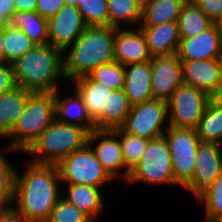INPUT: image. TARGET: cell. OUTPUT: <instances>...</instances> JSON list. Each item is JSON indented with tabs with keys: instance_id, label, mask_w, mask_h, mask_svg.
I'll use <instances>...</instances> for the list:
<instances>
[{
	"instance_id": "22",
	"label": "cell",
	"mask_w": 222,
	"mask_h": 222,
	"mask_svg": "<svg viewBox=\"0 0 222 222\" xmlns=\"http://www.w3.org/2000/svg\"><path fill=\"white\" fill-rule=\"evenodd\" d=\"M132 105L123 89H115L108 95L106 107L94 120L96 129L120 128L126 120Z\"/></svg>"
},
{
	"instance_id": "2",
	"label": "cell",
	"mask_w": 222,
	"mask_h": 222,
	"mask_svg": "<svg viewBox=\"0 0 222 222\" xmlns=\"http://www.w3.org/2000/svg\"><path fill=\"white\" fill-rule=\"evenodd\" d=\"M64 55L49 43L35 45L12 63L16 85L33 93H54L59 89L57 82L66 80Z\"/></svg>"
},
{
	"instance_id": "32",
	"label": "cell",
	"mask_w": 222,
	"mask_h": 222,
	"mask_svg": "<svg viewBox=\"0 0 222 222\" xmlns=\"http://www.w3.org/2000/svg\"><path fill=\"white\" fill-rule=\"evenodd\" d=\"M3 150V152H1ZM0 150V209L12 206L16 168L6 159L4 152L16 150L2 147Z\"/></svg>"
},
{
	"instance_id": "48",
	"label": "cell",
	"mask_w": 222,
	"mask_h": 222,
	"mask_svg": "<svg viewBox=\"0 0 222 222\" xmlns=\"http://www.w3.org/2000/svg\"><path fill=\"white\" fill-rule=\"evenodd\" d=\"M220 65H221V78H222V56L220 57Z\"/></svg>"
},
{
	"instance_id": "20",
	"label": "cell",
	"mask_w": 222,
	"mask_h": 222,
	"mask_svg": "<svg viewBox=\"0 0 222 222\" xmlns=\"http://www.w3.org/2000/svg\"><path fill=\"white\" fill-rule=\"evenodd\" d=\"M140 28L145 34L148 50L152 57L176 54L181 38L177 22Z\"/></svg>"
},
{
	"instance_id": "16",
	"label": "cell",
	"mask_w": 222,
	"mask_h": 222,
	"mask_svg": "<svg viewBox=\"0 0 222 222\" xmlns=\"http://www.w3.org/2000/svg\"><path fill=\"white\" fill-rule=\"evenodd\" d=\"M176 55L180 60L220 58L222 56V36L217 23L197 36L180 38Z\"/></svg>"
},
{
	"instance_id": "31",
	"label": "cell",
	"mask_w": 222,
	"mask_h": 222,
	"mask_svg": "<svg viewBox=\"0 0 222 222\" xmlns=\"http://www.w3.org/2000/svg\"><path fill=\"white\" fill-rule=\"evenodd\" d=\"M34 46L35 43L19 28L8 26L4 30L5 63L12 64Z\"/></svg>"
},
{
	"instance_id": "25",
	"label": "cell",
	"mask_w": 222,
	"mask_h": 222,
	"mask_svg": "<svg viewBox=\"0 0 222 222\" xmlns=\"http://www.w3.org/2000/svg\"><path fill=\"white\" fill-rule=\"evenodd\" d=\"M186 2L187 0H147L142 4V19L139 27L177 22Z\"/></svg>"
},
{
	"instance_id": "27",
	"label": "cell",
	"mask_w": 222,
	"mask_h": 222,
	"mask_svg": "<svg viewBox=\"0 0 222 222\" xmlns=\"http://www.w3.org/2000/svg\"><path fill=\"white\" fill-rule=\"evenodd\" d=\"M181 38H189L199 35L210 28L214 23L195 4L193 0H187L182 7L177 20Z\"/></svg>"
},
{
	"instance_id": "38",
	"label": "cell",
	"mask_w": 222,
	"mask_h": 222,
	"mask_svg": "<svg viewBox=\"0 0 222 222\" xmlns=\"http://www.w3.org/2000/svg\"><path fill=\"white\" fill-rule=\"evenodd\" d=\"M17 87L12 64L0 63V94L9 92Z\"/></svg>"
},
{
	"instance_id": "30",
	"label": "cell",
	"mask_w": 222,
	"mask_h": 222,
	"mask_svg": "<svg viewBox=\"0 0 222 222\" xmlns=\"http://www.w3.org/2000/svg\"><path fill=\"white\" fill-rule=\"evenodd\" d=\"M113 130L119 136L123 159L125 161V181H127L130 171L144 154L149 139L132 135L123 131L121 128H115Z\"/></svg>"
},
{
	"instance_id": "14",
	"label": "cell",
	"mask_w": 222,
	"mask_h": 222,
	"mask_svg": "<svg viewBox=\"0 0 222 222\" xmlns=\"http://www.w3.org/2000/svg\"><path fill=\"white\" fill-rule=\"evenodd\" d=\"M183 83L181 61L176 54L151 59V91L153 99L168 101Z\"/></svg>"
},
{
	"instance_id": "5",
	"label": "cell",
	"mask_w": 222,
	"mask_h": 222,
	"mask_svg": "<svg viewBox=\"0 0 222 222\" xmlns=\"http://www.w3.org/2000/svg\"><path fill=\"white\" fill-rule=\"evenodd\" d=\"M54 119V93H32L11 132L6 136L12 138L7 148L16 150V153H24Z\"/></svg>"
},
{
	"instance_id": "43",
	"label": "cell",
	"mask_w": 222,
	"mask_h": 222,
	"mask_svg": "<svg viewBox=\"0 0 222 222\" xmlns=\"http://www.w3.org/2000/svg\"><path fill=\"white\" fill-rule=\"evenodd\" d=\"M3 41H4V29L0 28V63H5Z\"/></svg>"
},
{
	"instance_id": "23",
	"label": "cell",
	"mask_w": 222,
	"mask_h": 222,
	"mask_svg": "<svg viewBox=\"0 0 222 222\" xmlns=\"http://www.w3.org/2000/svg\"><path fill=\"white\" fill-rule=\"evenodd\" d=\"M75 90L82 98L88 114L95 120L106 107L108 95L113 91L107 85L92 80L88 75L73 80Z\"/></svg>"
},
{
	"instance_id": "10",
	"label": "cell",
	"mask_w": 222,
	"mask_h": 222,
	"mask_svg": "<svg viewBox=\"0 0 222 222\" xmlns=\"http://www.w3.org/2000/svg\"><path fill=\"white\" fill-rule=\"evenodd\" d=\"M167 118V102L152 99L132 105L125 123L120 128L138 137L155 139L163 136L167 130L168 124L164 126Z\"/></svg>"
},
{
	"instance_id": "40",
	"label": "cell",
	"mask_w": 222,
	"mask_h": 222,
	"mask_svg": "<svg viewBox=\"0 0 222 222\" xmlns=\"http://www.w3.org/2000/svg\"><path fill=\"white\" fill-rule=\"evenodd\" d=\"M13 0H0V28L6 29L9 26V20L15 11Z\"/></svg>"
},
{
	"instance_id": "13",
	"label": "cell",
	"mask_w": 222,
	"mask_h": 222,
	"mask_svg": "<svg viewBox=\"0 0 222 222\" xmlns=\"http://www.w3.org/2000/svg\"><path fill=\"white\" fill-rule=\"evenodd\" d=\"M86 28L87 25L77 7L64 5L48 19L49 44L64 52Z\"/></svg>"
},
{
	"instance_id": "18",
	"label": "cell",
	"mask_w": 222,
	"mask_h": 222,
	"mask_svg": "<svg viewBox=\"0 0 222 222\" xmlns=\"http://www.w3.org/2000/svg\"><path fill=\"white\" fill-rule=\"evenodd\" d=\"M123 90L131 105L153 99L151 91V61L125 65Z\"/></svg>"
},
{
	"instance_id": "49",
	"label": "cell",
	"mask_w": 222,
	"mask_h": 222,
	"mask_svg": "<svg viewBox=\"0 0 222 222\" xmlns=\"http://www.w3.org/2000/svg\"><path fill=\"white\" fill-rule=\"evenodd\" d=\"M138 1L143 4V3L146 2L147 0H138Z\"/></svg>"
},
{
	"instance_id": "6",
	"label": "cell",
	"mask_w": 222,
	"mask_h": 222,
	"mask_svg": "<svg viewBox=\"0 0 222 222\" xmlns=\"http://www.w3.org/2000/svg\"><path fill=\"white\" fill-rule=\"evenodd\" d=\"M150 185H178L174 180L169 146L164 136L150 139L139 162L130 171L126 182Z\"/></svg>"
},
{
	"instance_id": "3",
	"label": "cell",
	"mask_w": 222,
	"mask_h": 222,
	"mask_svg": "<svg viewBox=\"0 0 222 222\" xmlns=\"http://www.w3.org/2000/svg\"><path fill=\"white\" fill-rule=\"evenodd\" d=\"M114 37L115 27L87 26L75 42L63 52L68 54L67 57H63L66 80L73 81L90 74L100 65L114 61Z\"/></svg>"
},
{
	"instance_id": "33",
	"label": "cell",
	"mask_w": 222,
	"mask_h": 222,
	"mask_svg": "<svg viewBox=\"0 0 222 222\" xmlns=\"http://www.w3.org/2000/svg\"><path fill=\"white\" fill-rule=\"evenodd\" d=\"M76 7L87 26H109L107 0H78Z\"/></svg>"
},
{
	"instance_id": "4",
	"label": "cell",
	"mask_w": 222,
	"mask_h": 222,
	"mask_svg": "<svg viewBox=\"0 0 222 222\" xmlns=\"http://www.w3.org/2000/svg\"><path fill=\"white\" fill-rule=\"evenodd\" d=\"M88 135L89 132L81 126L54 119L24 153L33 155L30 162L57 165L67 155L83 148Z\"/></svg>"
},
{
	"instance_id": "42",
	"label": "cell",
	"mask_w": 222,
	"mask_h": 222,
	"mask_svg": "<svg viewBox=\"0 0 222 222\" xmlns=\"http://www.w3.org/2000/svg\"><path fill=\"white\" fill-rule=\"evenodd\" d=\"M15 9L23 12L36 10L37 0H13Z\"/></svg>"
},
{
	"instance_id": "9",
	"label": "cell",
	"mask_w": 222,
	"mask_h": 222,
	"mask_svg": "<svg viewBox=\"0 0 222 222\" xmlns=\"http://www.w3.org/2000/svg\"><path fill=\"white\" fill-rule=\"evenodd\" d=\"M211 98L194 86L182 83L167 101L168 125L195 130Z\"/></svg>"
},
{
	"instance_id": "28",
	"label": "cell",
	"mask_w": 222,
	"mask_h": 222,
	"mask_svg": "<svg viewBox=\"0 0 222 222\" xmlns=\"http://www.w3.org/2000/svg\"><path fill=\"white\" fill-rule=\"evenodd\" d=\"M195 130L200 141L222 144V104L211 98Z\"/></svg>"
},
{
	"instance_id": "29",
	"label": "cell",
	"mask_w": 222,
	"mask_h": 222,
	"mask_svg": "<svg viewBox=\"0 0 222 222\" xmlns=\"http://www.w3.org/2000/svg\"><path fill=\"white\" fill-rule=\"evenodd\" d=\"M109 26L120 28L122 22L139 23L142 19V3L138 0H107ZM121 25V26H120Z\"/></svg>"
},
{
	"instance_id": "45",
	"label": "cell",
	"mask_w": 222,
	"mask_h": 222,
	"mask_svg": "<svg viewBox=\"0 0 222 222\" xmlns=\"http://www.w3.org/2000/svg\"><path fill=\"white\" fill-rule=\"evenodd\" d=\"M78 0H65V5L76 6Z\"/></svg>"
},
{
	"instance_id": "46",
	"label": "cell",
	"mask_w": 222,
	"mask_h": 222,
	"mask_svg": "<svg viewBox=\"0 0 222 222\" xmlns=\"http://www.w3.org/2000/svg\"><path fill=\"white\" fill-rule=\"evenodd\" d=\"M217 25L219 27V30H220V33H221V36H222V18L217 22Z\"/></svg>"
},
{
	"instance_id": "17",
	"label": "cell",
	"mask_w": 222,
	"mask_h": 222,
	"mask_svg": "<svg viewBox=\"0 0 222 222\" xmlns=\"http://www.w3.org/2000/svg\"><path fill=\"white\" fill-rule=\"evenodd\" d=\"M113 53L114 61L124 66L152 59L145 34L140 27L132 30L115 27Z\"/></svg>"
},
{
	"instance_id": "1",
	"label": "cell",
	"mask_w": 222,
	"mask_h": 222,
	"mask_svg": "<svg viewBox=\"0 0 222 222\" xmlns=\"http://www.w3.org/2000/svg\"><path fill=\"white\" fill-rule=\"evenodd\" d=\"M60 182L56 164L30 162L23 175L16 170L12 206L28 221L47 222L61 198Z\"/></svg>"
},
{
	"instance_id": "41",
	"label": "cell",
	"mask_w": 222,
	"mask_h": 222,
	"mask_svg": "<svg viewBox=\"0 0 222 222\" xmlns=\"http://www.w3.org/2000/svg\"><path fill=\"white\" fill-rule=\"evenodd\" d=\"M0 222H31L21 215L13 206L0 209Z\"/></svg>"
},
{
	"instance_id": "39",
	"label": "cell",
	"mask_w": 222,
	"mask_h": 222,
	"mask_svg": "<svg viewBox=\"0 0 222 222\" xmlns=\"http://www.w3.org/2000/svg\"><path fill=\"white\" fill-rule=\"evenodd\" d=\"M64 5L65 0H37L35 11L42 17L49 19L53 17Z\"/></svg>"
},
{
	"instance_id": "7",
	"label": "cell",
	"mask_w": 222,
	"mask_h": 222,
	"mask_svg": "<svg viewBox=\"0 0 222 222\" xmlns=\"http://www.w3.org/2000/svg\"><path fill=\"white\" fill-rule=\"evenodd\" d=\"M57 167L61 182L65 184H84L100 188L113 181L88 144L67 155Z\"/></svg>"
},
{
	"instance_id": "34",
	"label": "cell",
	"mask_w": 222,
	"mask_h": 222,
	"mask_svg": "<svg viewBox=\"0 0 222 222\" xmlns=\"http://www.w3.org/2000/svg\"><path fill=\"white\" fill-rule=\"evenodd\" d=\"M197 200L204 203V216L207 222H212L222 216V173L212 185L197 197Z\"/></svg>"
},
{
	"instance_id": "8",
	"label": "cell",
	"mask_w": 222,
	"mask_h": 222,
	"mask_svg": "<svg viewBox=\"0 0 222 222\" xmlns=\"http://www.w3.org/2000/svg\"><path fill=\"white\" fill-rule=\"evenodd\" d=\"M166 139L172 161L175 182L185 187L195 171V157L200 144L196 130L167 127L163 134Z\"/></svg>"
},
{
	"instance_id": "36",
	"label": "cell",
	"mask_w": 222,
	"mask_h": 222,
	"mask_svg": "<svg viewBox=\"0 0 222 222\" xmlns=\"http://www.w3.org/2000/svg\"><path fill=\"white\" fill-rule=\"evenodd\" d=\"M47 222H94L87 214L73 204L60 198L52 209Z\"/></svg>"
},
{
	"instance_id": "19",
	"label": "cell",
	"mask_w": 222,
	"mask_h": 222,
	"mask_svg": "<svg viewBox=\"0 0 222 222\" xmlns=\"http://www.w3.org/2000/svg\"><path fill=\"white\" fill-rule=\"evenodd\" d=\"M59 92V89L54 92L55 119L61 123L81 126L89 133L96 130L95 122L88 114L87 108L80 95L74 91L75 94L73 97L68 96L62 99Z\"/></svg>"
},
{
	"instance_id": "24",
	"label": "cell",
	"mask_w": 222,
	"mask_h": 222,
	"mask_svg": "<svg viewBox=\"0 0 222 222\" xmlns=\"http://www.w3.org/2000/svg\"><path fill=\"white\" fill-rule=\"evenodd\" d=\"M67 188V195L61 197L76 206L94 221L104 208V200L100 188L84 184H67Z\"/></svg>"
},
{
	"instance_id": "12",
	"label": "cell",
	"mask_w": 222,
	"mask_h": 222,
	"mask_svg": "<svg viewBox=\"0 0 222 222\" xmlns=\"http://www.w3.org/2000/svg\"><path fill=\"white\" fill-rule=\"evenodd\" d=\"M118 138L113 129H96L89 133L87 144L113 180L121 176L125 181V171L120 172L121 169L125 170V161ZM95 142L97 144L93 147Z\"/></svg>"
},
{
	"instance_id": "21",
	"label": "cell",
	"mask_w": 222,
	"mask_h": 222,
	"mask_svg": "<svg viewBox=\"0 0 222 222\" xmlns=\"http://www.w3.org/2000/svg\"><path fill=\"white\" fill-rule=\"evenodd\" d=\"M32 93L17 86L0 94V138H5L11 132Z\"/></svg>"
},
{
	"instance_id": "37",
	"label": "cell",
	"mask_w": 222,
	"mask_h": 222,
	"mask_svg": "<svg viewBox=\"0 0 222 222\" xmlns=\"http://www.w3.org/2000/svg\"><path fill=\"white\" fill-rule=\"evenodd\" d=\"M193 1L213 23H217L222 18V0Z\"/></svg>"
},
{
	"instance_id": "44",
	"label": "cell",
	"mask_w": 222,
	"mask_h": 222,
	"mask_svg": "<svg viewBox=\"0 0 222 222\" xmlns=\"http://www.w3.org/2000/svg\"><path fill=\"white\" fill-rule=\"evenodd\" d=\"M216 101L222 104V84L220 85L216 95L213 97Z\"/></svg>"
},
{
	"instance_id": "26",
	"label": "cell",
	"mask_w": 222,
	"mask_h": 222,
	"mask_svg": "<svg viewBox=\"0 0 222 222\" xmlns=\"http://www.w3.org/2000/svg\"><path fill=\"white\" fill-rule=\"evenodd\" d=\"M9 26L22 30L35 45L49 43L48 19L36 11L23 12L15 10L9 20Z\"/></svg>"
},
{
	"instance_id": "15",
	"label": "cell",
	"mask_w": 222,
	"mask_h": 222,
	"mask_svg": "<svg viewBox=\"0 0 222 222\" xmlns=\"http://www.w3.org/2000/svg\"><path fill=\"white\" fill-rule=\"evenodd\" d=\"M180 61L183 83L213 98L222 84L220 58Z\"/></svg>"
},
{
	"instance_id": "11",
	"label": "cell",
	"mask_w": 222,
	"mask_h": 222,
	"mask_svg": "<svg viewBox=\"0 0 222 222\" xmlns=\"http://www.w3.org/2000/svg\"><path fill=\"white\" fill-rule=\"evenodd\" d=\"M222 147L215 142H200L195 157V171L184 187L196 199L222 173Z\"/></svg>"
},
{
	"instance_id": "47",
	"label": "cell",
	"mask_w": 222,
	"mask_h": 222,
	"mask_svg": "<svg viewBox=\"0 0 222 222\" xmlns=\"http://www.w3.org/2000/svg\"><path fill=\"white\" fill-rule=\"evenodd\" d=\"M212 222H222V216L214 219Z\"/></svg>"
},
{
	"instance_id": "35",
	"label": "cell",
	"mask_w": 222,
	"mask_h": 222,
	"mask_svg": "<svg viewBox=\"0 0 222 222\" xmlns=\"http://www.w3.org/2000/svg\"><path fill=\"white\" fill-rule=\"evenodd\" d=\"M88 76L97 82L109 86L113 90L123 89L125 66L116 61L96 67Z\"/></svg>"
}]
</instances>
